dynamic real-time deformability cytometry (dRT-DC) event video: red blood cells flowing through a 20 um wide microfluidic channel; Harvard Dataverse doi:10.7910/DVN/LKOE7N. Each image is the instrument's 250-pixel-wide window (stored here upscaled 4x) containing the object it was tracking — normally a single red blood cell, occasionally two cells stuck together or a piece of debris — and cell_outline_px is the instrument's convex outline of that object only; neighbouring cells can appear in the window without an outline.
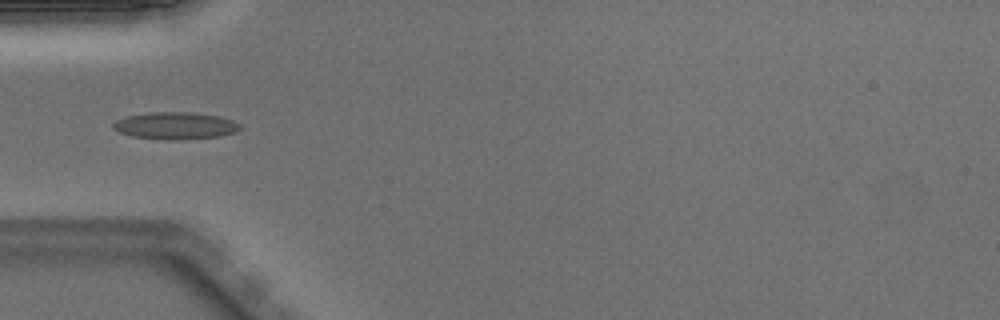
{"species": "Egyptian fruit bat (a non-hibernating species)", "species_latin": "Rousettus aegyptiacus", "temperature_condition": "warm", "stored_images_in_passage": 4, "camera_frame_rate_fps": 3000, "um_per_image_px": 0.085, "animal": {"sex": "male"}, "frame": {"image": 1, "passage_image": 2, "time_ms": 0.333, "image_size_px": [1000, 320], "cell_outline_px": [[240, 128], [236, 132], [220, 136], [176, 140], [172, 140], [132, 136], [120, 132], [112, 128], [112, 124], [116, 120], [124, 116], [152, 112], [192, 112], [220, 116], [232, 120], [240, 124]], "centroid_in_image_um": [14.9, 10.67], "position_along_channel_um": 70.1, "area_um2": 20.06}}